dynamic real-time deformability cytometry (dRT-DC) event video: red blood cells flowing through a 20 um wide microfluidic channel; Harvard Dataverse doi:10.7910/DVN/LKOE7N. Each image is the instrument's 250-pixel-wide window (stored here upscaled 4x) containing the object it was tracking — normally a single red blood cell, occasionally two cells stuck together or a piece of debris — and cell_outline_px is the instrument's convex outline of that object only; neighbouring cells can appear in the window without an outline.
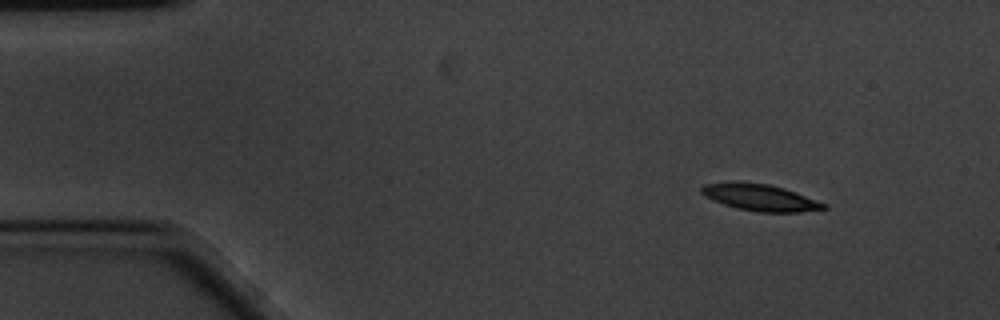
{"species": "common noctule bat (a hibernating species)", "species_latin": "Nyctalus noctula", "temperature_condition": "cold", "stored_images_in_passage": 52, "camera_frame_rate_fps": 3000, "um_per_image_px": 0.085, "animal": {"sex": "male", "body_mass_g": 20.1, "forearm_length_mm": 53.5}, "frame": {"image": 1, "passage_image": 1, "time_ms": 0.0, "image_size_px": [1000, 320], "cell_outline_px": [[828, 208], [800, 212], [756, 212], [736, 208], [712, 200], [704, 196], [700, 192], [700, 188], [704, 184], [728, 180], [740, 180], [768, 184], [784, 188], [796, 192], [828, 204]], "centroid_in_image_um": [64.56, 16.76], "position_along_channel_um": 20.4, "area_um2": 19.54}}
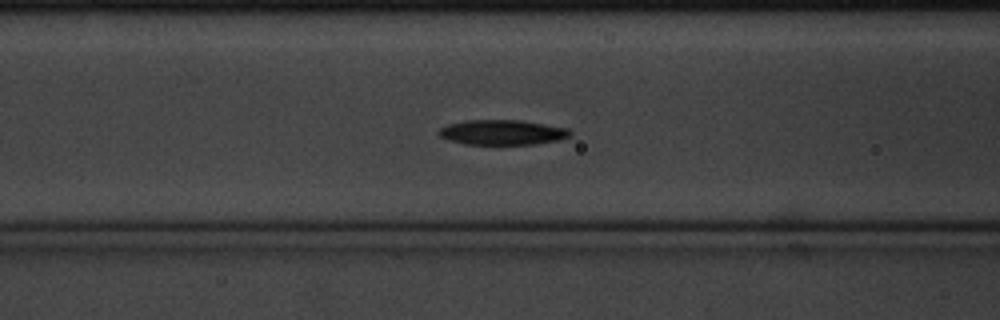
{"frame": {"image": 2, "passage_image": 17, "time_ms": 5.333, "image_size_px": [1000, 320], "cell_outline_px": [[572, 136], [560, 140], [536, 144], [464, 144], [448, 140], [440, 136], [436, 132], [440, 128], [448, 124], [464, 120], [516, 120], [544, 124], [568, 128], [572, 132]], "centroid_in_image_um": [42.7, 11.25], "position_along_channel_um": 123.9, "area_um2": 19.25}}
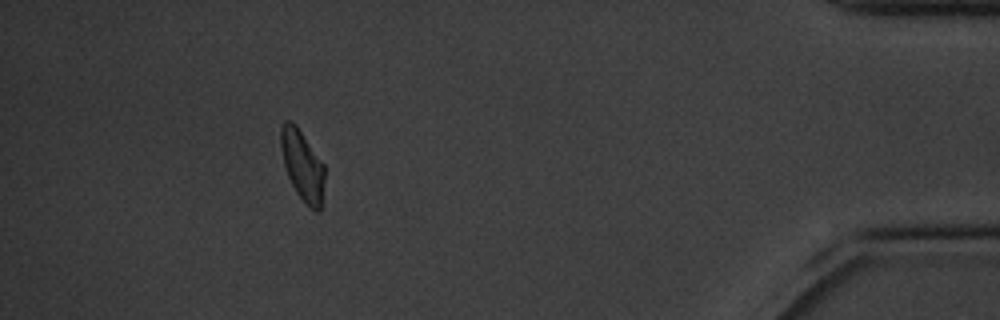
{"frame": {"image": 3, "passage_image": 47, "time_ms": 15.333, "image_size_px": [1000, 320], "cell_outline_px": [[324, 180], [320, 212], [316, 212], [296, 192], [288, 176], [284, 164], [280, 148], [280, 128], [284, 120], [292, 120], [296, 124], [324, 164]], "centroid_in_image_um": [25.69, 14.0], "position_along_channel_um": 409.5, "area_um2": 17.86}, "authors_computed_cell_mechanics": {"area_um2": 19.2185, "velocity_mm_per_s": 3.4235, "shape_relaxation_time_tau1_ms": 3.9672, "shape_relaxation_time_tau2_ms": 7.4363, "deformation_change_tau1": 0.117, "deformation_change_tau2": 0.1432}}